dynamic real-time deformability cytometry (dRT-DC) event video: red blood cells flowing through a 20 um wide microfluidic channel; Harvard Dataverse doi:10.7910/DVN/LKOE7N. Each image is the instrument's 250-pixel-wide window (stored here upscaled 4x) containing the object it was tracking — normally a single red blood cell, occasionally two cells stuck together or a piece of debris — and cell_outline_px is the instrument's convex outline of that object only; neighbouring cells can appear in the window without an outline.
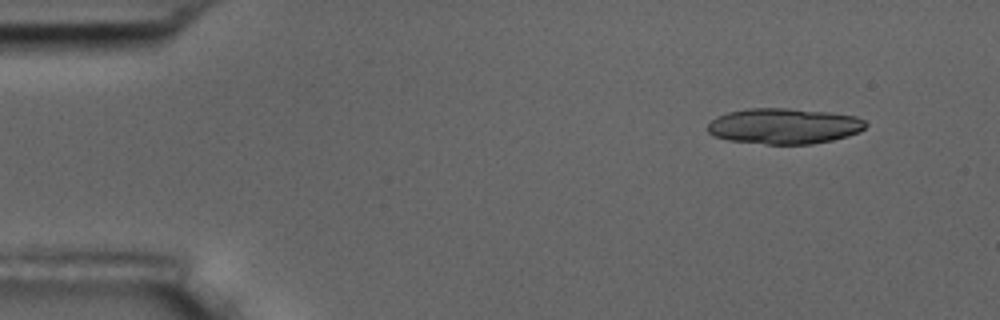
{"species": "common noctule bat (a hibernating species)", "species_latin": "Nyctalus noctula", "temperature_condition": "room temperature", "stored_images_in_passage": 6, "camera_frame_rate_fps": 3000, "um_per_image_px": 0.085, "animal": {"sex": "male", "body_mass_g": 17.5, "forearm_length_mm": 52.3}, "frame": {"image": 1, "passage_image": 2, "time_ms": 1.0, "image_size_px": [1000, 320], "cell_outline_px": [[868, 124], [860, 132], [848, 136], [832, 140], [812, 144], [768, 144], [728, 140], [716, 136], [708, 132], [708, 124], [716, 116], [728, 112], [748, 108], [788, 108], [832, 112], [856, 116], [864, 120]], "centroid_in_image_um": [66.67, 10.71], "position_along_channel_um": 18.3, "area_um2": 33.0}}